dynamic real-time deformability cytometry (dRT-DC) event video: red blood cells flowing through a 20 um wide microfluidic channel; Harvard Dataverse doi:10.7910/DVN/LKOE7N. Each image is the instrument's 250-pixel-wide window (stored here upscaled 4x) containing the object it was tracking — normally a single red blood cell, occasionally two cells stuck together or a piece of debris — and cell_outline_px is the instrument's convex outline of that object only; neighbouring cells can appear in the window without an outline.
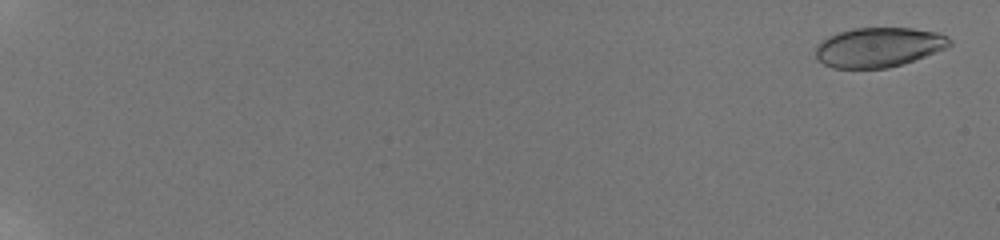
{"species": "human", "species_latin": "Homo sapiens", "temperature_condition": "room temperature", "stored_images_in_passage": 65, "camera_frame_rate_fps": 3000, "um_per_image_px": 0.085, "donor": {"sex": "male"}, "frame": {"image": 1, "passage_image": 2, "time_ms": 0.333, "image_size_px": [1000, 240], "cell_outline_px": [[952, 44], [944, 48], [924, 56], [888, 68], [832, 68], [816, 60], [816, 44], [828, 36], [852, 28], [912, 28], [936, 32], [948, 36], [952, 40]], "centroid_in_image_um": [74.64, 4.01], "position_along_channel_um": 10.4, "area_um2": 30.81}}
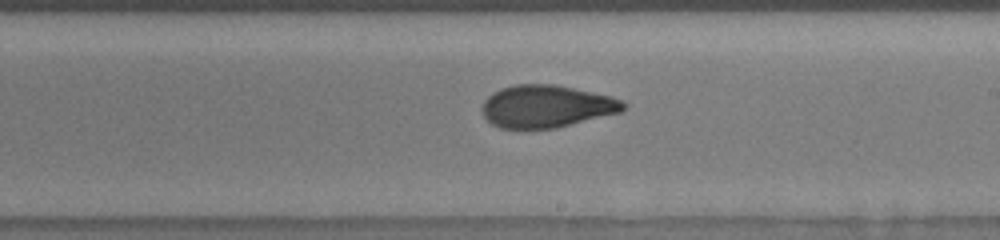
{"frame": {"image": 2, "passage_image": 44, "time_ms": 12.667, "image_size_px": [1000, 240], "cell_outline_px": [[624, 108], [620, 112], [556, 128], [500, 128], [492, 124], [484, 116], [480, 108], [484, 100], [492, 92], [500, 88], [516, 84], [556, 84], [612, 96], [620, 100], [624, 104]], "centroid_in_image_um": [46.4, 9.03], "position_along_channel_um": 242.6, "area_um2": 34.91}}
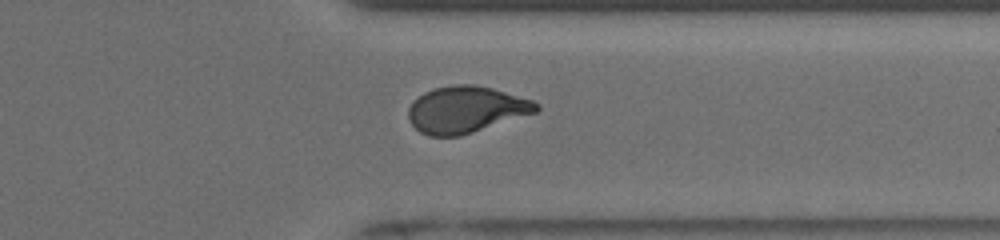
{"frame": {"image": 3, "passage_image": 54, "time_ms": 16.0, "image_size_px": [1000, 240], "cell_outline_px": [[540, 108], [536, 112], [460, 136], [428, 136], [420, 132], [408, 120], [408, 108], [412, 100], [424, 92], [436, 88], [452, 84], [472, 84], [492, 88], [532, 100], [540, 104]], "centroid_in_image_um": [39.57, 9.31], "position_along_channel_um": 371.8, "area_um2": 34.68}, "authors_computed_cell_mechanics": {"area_um2": 33.813, "velocity_mm_per_s": 3.8761, "shape_relaxation_time_tau1_ms": 6.7048, "shape_relaxation_time_tau2_ms": 1.3705, "deformation_change_tau1": 0.1901, "deformation_change_tau2": 0.0658}}